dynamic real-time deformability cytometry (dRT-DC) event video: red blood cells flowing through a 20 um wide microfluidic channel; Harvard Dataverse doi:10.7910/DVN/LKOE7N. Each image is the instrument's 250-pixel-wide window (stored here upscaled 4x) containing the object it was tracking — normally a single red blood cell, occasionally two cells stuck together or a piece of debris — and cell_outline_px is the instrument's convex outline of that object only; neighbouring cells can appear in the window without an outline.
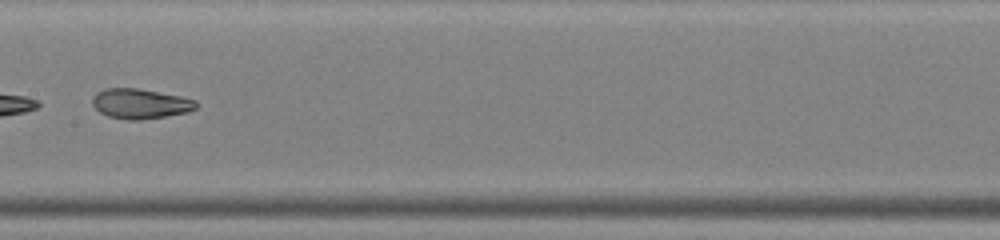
{"species": "common noctule bat (a hibernating species)", "species_latin": "Nyctalus noctula", "temperature_condition": "warm", "stored_images_in_passage": 32, "camera_frame_rate_fps": 3000, "um_per_image_px": 0.085, "animal": {"sex": "male", "body_mass_g": 19.0, "forearm_length_mm": 50.8}, "frame": {"image": 1, "passage_image": 14, "time_ms": 4.333, "image_size_px": [1000, 240], "cell_outline_px": [[196, 108], [188, 112], [140, 120], [128, 120], [108, 116], [100, 112], [92, 104], [92, 96], [96, 92], [104, 88], [136, 88], [180, 96], [196, 100]], "centroid_in_image_um": [11.89, 8.81], "position_along_channel_um": 195.5, "area_um2": 18.03}, "authors_computed_cell_mechanics": {"area_um2": 19.2474, "velocity_mm_per_s": 4.3545, "shape_relaxation_time_tau1_ms": 0.9837, "shape_relaxation_time_tau2_ms": 1.9496, "deformation_change_tau1": 0.2703, "deformation_change_tau2": 0.0772}}